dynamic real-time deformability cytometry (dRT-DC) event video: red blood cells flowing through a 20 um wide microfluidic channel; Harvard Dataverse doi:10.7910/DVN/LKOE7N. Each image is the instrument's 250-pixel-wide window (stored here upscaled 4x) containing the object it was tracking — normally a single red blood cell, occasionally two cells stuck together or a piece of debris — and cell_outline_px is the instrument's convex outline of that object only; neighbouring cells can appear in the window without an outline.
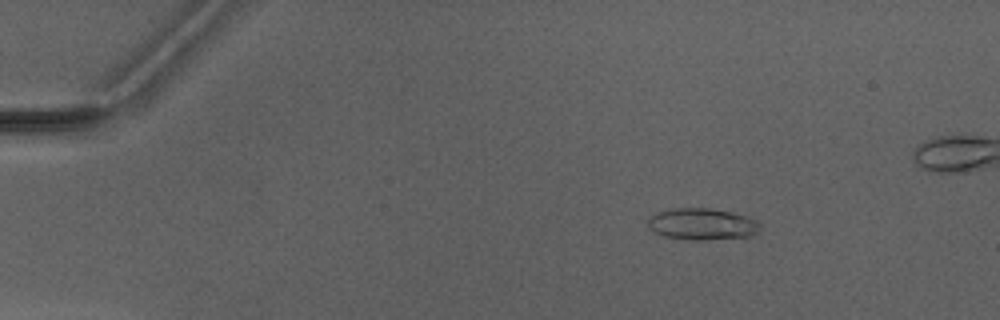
{"species": "Egyptian fruit bat (a non-hibernating species)", "species_latin": "Rousettus aegyptiacus", "temperature_condition": "warm", "stored_images_in_passage": 4, "camera_frame_rate_fps": 3000, "um_per_image_px": 0.085, "animal": {"sex": "male"}, "frame": {"image": 1, "passage_image": 1, "time_ms": 0.0, "image_size_px": [1000, 320], "cell_outline_px": [[760, 224], [756, 232], [748, 236], [704, 240], [696, 240], [664, 236], [648, 228], [648, 216], [656, 212], [668, 208], [708, 208], [732, 212], [756, 220]], "centroid_in_image_um": [59.61, 19.03], "position_along_channel_um": 25.4, "area_um2": 20.52}}